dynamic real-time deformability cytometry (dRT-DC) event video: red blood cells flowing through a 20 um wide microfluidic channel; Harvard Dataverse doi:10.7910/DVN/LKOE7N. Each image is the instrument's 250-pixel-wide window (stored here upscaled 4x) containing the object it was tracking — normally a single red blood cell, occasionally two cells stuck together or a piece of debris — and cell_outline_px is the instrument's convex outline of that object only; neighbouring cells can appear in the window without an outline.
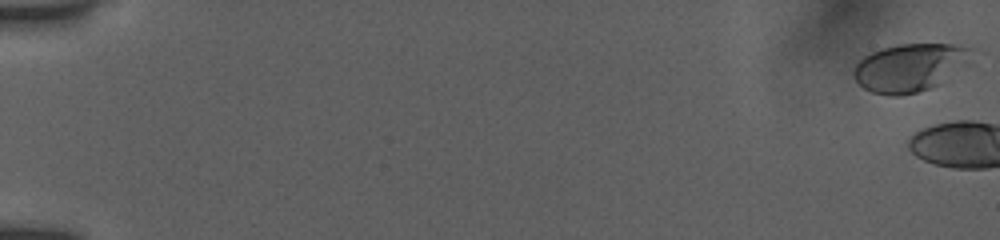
{"species": "human", "species_latin": "Homo sapiens", "temperature_condition": "room temperature", "stored_images_in_passage": 4, "camera_frame_rate_fps": 3000, "um_per_image_px": 0.085, "donor": {"sex": "female"}, "frame": {"image": 1, "passage_image": 1, "time_ms": 0.0, "image_size_px": [1000, 240], "cell_outline_px": [[976, 52], [968, 64], [940, 84], [916, 92], [900, 96], [888, 96], [872, 92], [864, 88], [856, 80], [856, 64], [864, 56], [880, 48], [900, 44], [952, 44], [976, 48]], "centroid_in_image_um": [77.42, 5.72], "position_along_channel_um": 7.6, "area_um2": 33.06}}